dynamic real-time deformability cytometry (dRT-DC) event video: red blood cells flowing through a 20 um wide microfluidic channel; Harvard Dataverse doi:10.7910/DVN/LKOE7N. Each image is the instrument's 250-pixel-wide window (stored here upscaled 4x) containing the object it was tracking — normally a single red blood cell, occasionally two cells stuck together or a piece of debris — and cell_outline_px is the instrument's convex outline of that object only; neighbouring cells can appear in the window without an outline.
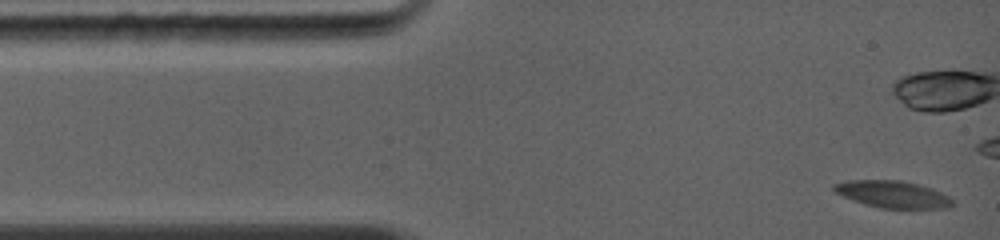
{"species": "common noctule bat (a hibernating species)", "species_latin": "Nyctalus noctula", "temperature_condition": "warm", "stored_images_in_passage": 7, "camera_frame_rate_fps": 5000, "um_per_image_px": 0.085, "animal": {"sex": "female", "body_mass_g": 19.0, "forearm_length_mm": 56.7}, "frame": {"image": 1, "passage_image": 1, "time_ms": 0.0, "image_size_px": [1000, 240], "cell_outline_px": [[952, 204], [944, 208], [880, 208], [864, 204], [852, 200], [836, 192], [832, 188], [832, 184], [848, 180], [900, 180], [932, 188], [948, 196], [952, 200]], "centroid_in_image_um": [75.83, 16.51], "position_along_channel_um": 9.2, "area_um2": 18.44}}